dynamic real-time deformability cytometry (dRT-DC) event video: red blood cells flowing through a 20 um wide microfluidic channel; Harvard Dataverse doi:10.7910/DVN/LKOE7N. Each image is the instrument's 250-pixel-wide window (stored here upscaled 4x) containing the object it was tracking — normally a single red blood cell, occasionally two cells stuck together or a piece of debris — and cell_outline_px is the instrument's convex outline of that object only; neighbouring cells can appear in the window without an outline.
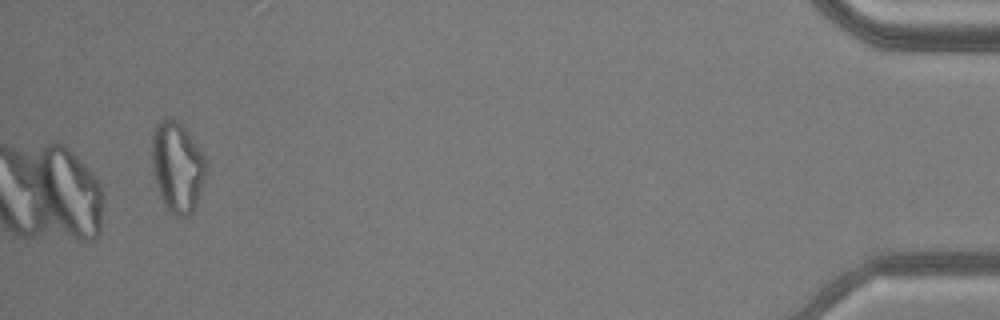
{"species": "common noctule bat (a hibernating species)", "species_latin": "Nyctalus noctula", "temperature_condition": "warm", "stored_images_in_passage": 38, "camera_frame_rate_fps": 3000, "um_per_image_px": 0.085, "animal": {"sex": "male", "body_mass_g": 20.5, "forearm_length_mm": 52.5}, "frame": {"image": 1, "passage_image": 38, "time_ms": 12.333, "image_size_px": [1000, 320], "cell_outline_px": [[204, 180], [200, 192], [192, 212], [188, 216], [176, 216], [168, 212], [156, 188], [152, 168], [152, 132], [156, 124], [160, 120], [176, 120], [184, 128], [204, 156]], "centroid_in_image_um": [15.02, 14.23], "position_along_channel_um": 420.2, "area_um2": 28.03}, "authors_computed_cell_mechanics": {"area_um2": 19.7965, "velocity_mm_per_s": 3.8167, "shape_relaxation_time_tau1_ms": null, "shape_relaxation_time_tau2_ms": 7.8988, "deformation_change_tau1": null, "deformation_change_tau2": 0.1902}}